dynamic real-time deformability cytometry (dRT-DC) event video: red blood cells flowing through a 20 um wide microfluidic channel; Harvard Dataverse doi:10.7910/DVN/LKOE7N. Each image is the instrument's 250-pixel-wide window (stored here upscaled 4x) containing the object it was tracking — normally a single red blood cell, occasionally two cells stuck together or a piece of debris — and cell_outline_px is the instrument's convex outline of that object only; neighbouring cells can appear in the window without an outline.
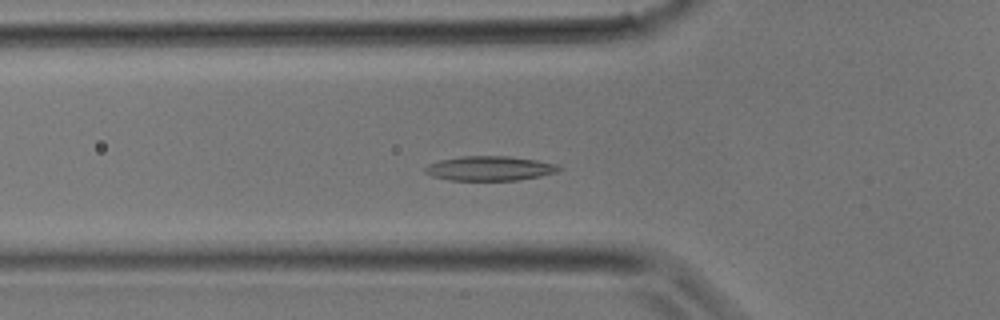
{"species": "common noctule bat (a hibernating species)", "species_latin": "Nyctalus noctula", "temperature_condition": "room temperature", "stored_images_in_passage": 19, "camera_frame_rate_fps": 3000, "um_per_image_px": 0.085, "animal": {"sex": "male", "body_mass_g": 17.9}, "frame": {"image": 1, "passage_image": 2, "time_ms": 0.333, "image_size_px": [1000, 320], "cell_outline_px": [[564, 168], [556, 172], [540, 176], [516, 180], [452, 180], [432, 176], [424, 172], [424, 168], [428, 164], [440, 160], [460, 156], [508, 156], [536, 160], [556, 164]], "centroid_in_image_um": [41.62, 14.31], "position_along_channel_um": 84.2, "area_um2": 19.07}}
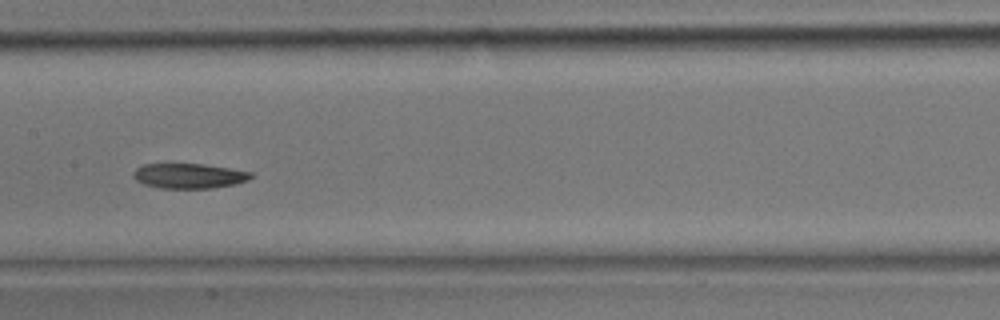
{"frame": {"image": 2, "passage_image": 7, "time_ms": 2.0, "image_size_px": [1000, 320], "cell_outline_px": [[252, 176], [248, 180], [232, 184], [212, 188], [160, 188], [144, 184], [136, 180], [132, 176], [132, 172], [136, 168], [144, 164], [204, 164], [252, 172]], "centroid_in_image_um": [16.02, 14.94], "position_along_channel_um": 191.4, "area_um2": 16.99}}
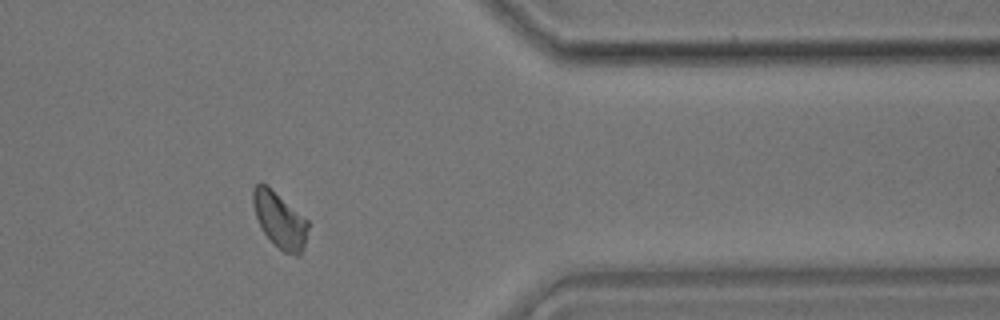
{"frame": {"image": 3, "passage_image": 17, "time_ms": 5.333, "image_size_px": [1000, 320], "cell_outline_px": [[308, 228], [304, 244], [300, 252], [296, 256], [284, 252], [264, 232], [256, 216], [252, 204], [252, 188], [260, 180], [268, 184], [308, 220]], "centroid_in_image_um": [23.74, 18.61], "position_along_channel_um": 387.7, "area_um2": 17.8}}